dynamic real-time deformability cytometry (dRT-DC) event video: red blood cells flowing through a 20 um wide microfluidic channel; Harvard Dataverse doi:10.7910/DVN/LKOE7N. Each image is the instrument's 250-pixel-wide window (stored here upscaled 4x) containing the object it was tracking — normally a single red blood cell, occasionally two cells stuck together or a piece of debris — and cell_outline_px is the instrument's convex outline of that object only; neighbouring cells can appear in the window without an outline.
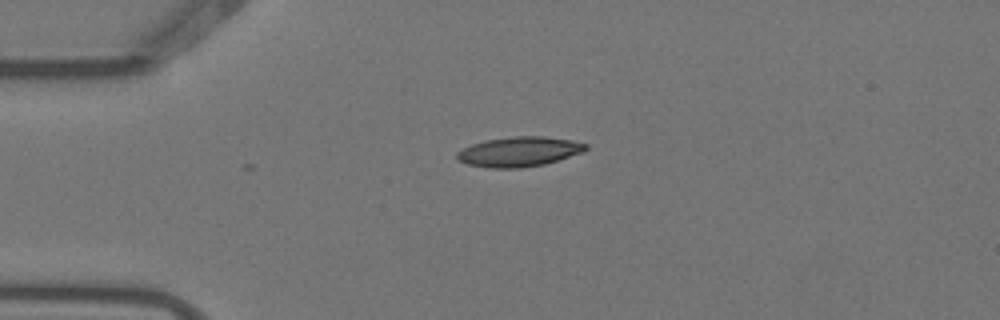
{"species": "Egyptian fruit bat (a non-hibernating species)", "species_latin": "Rousettus aegyptiacus", "temperature_condition": "warm", "stored_images_in_passage": 4, "camera_frame_rate_fps": 3000, "um_per_image_px": 0.085, "animal": {"sex": "female"}, "frame": {"image": 1, "passage_image": 1, "time_ms": 0.0, "image_size_px": [1000, 320], "cell_outline_px": [[588, 148], [584, 152], [544, 164], [520, 168], [488, 168], [468, 164], [460, 160], [456, 156], [456, 152], [472, 144], [484, 140], [516, 136], [544, 136], [572, 140], [588, 144]], "centroid_in_image_um": [44.15, 12.89], "position_along_channel_um": 40.9, "area_um2": 22.37}}
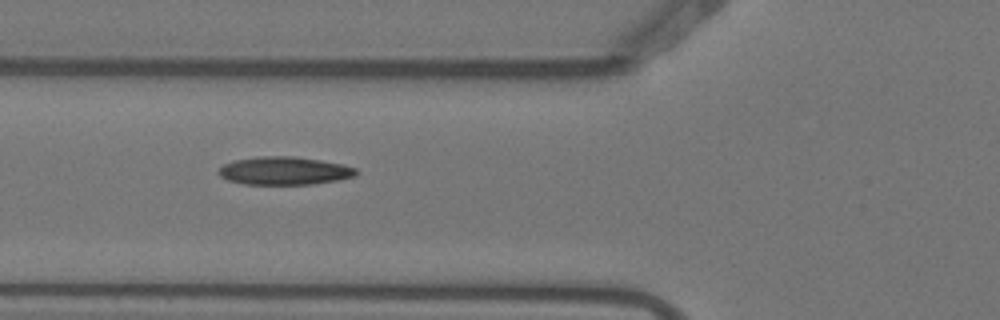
{"frame": {"image": 2, "passage_image": 3, "time_ms": 0.667, "image_size_px": [1000, 320], "cell_outline_px": [[356, 176], [336, 180], [312, 184], [244, 184], [228, 180], [220, 176], [216, 172], [224, 164], [236, 160], [260, 156], [292, 156], [320, 160], [344, 164], [356, 168]], "centroid_in_image_um": [24.16, 14.51], "position_along_channel_um": 101.6, "area_um2": 22.37}}
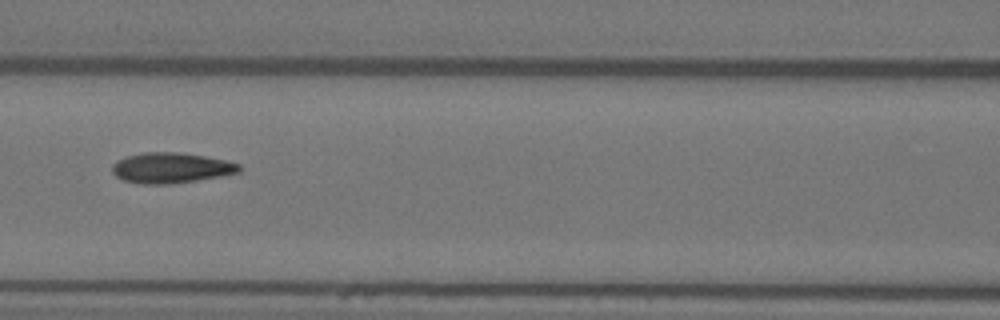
{"frame": {"image": 3, "passage_image": 4, "time_ms": 1.0, "image_size_px": [1000, 320], "cell_outline_px": [[240, 172], [220, 176], [196, 180], [168, 184], [144, 184], [124, 180], [116, 176], [112, 172], [112, 164], [116, 160], [128, 156], [144, 152], [180, 152], [204, 156], [224, 160], [240, 164]], "centroid_in_image_um": [14.51, 14.26], "position_along_channel_um": 152.1, "area_um2": 22.37}}